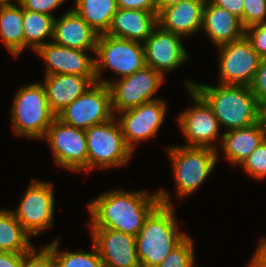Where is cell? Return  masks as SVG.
Listing matches in <instances>:
<instances>
[{"label":"cell","instance_id":"cell-37","mask_svg":"<svg viewBox=\"0 0 266 267\" xmlns=\"http://www.w3.org/2000/svg\"><path fill=\"white\" fill-rule=\"evenodd\" d=\"M213 5L226 9L239 19L243 16L244 0H209Z\"/></svg>","mask_w":266,"mask_h":267},{"label":"cell","instance_id":"cell-21","mask_svg":"<svg viewBox=\"0 0 266 267\" xmlns=\"http://www.w3.org/2000/svg\"><path fill=\"white\" fill-rule=\"evenodd\" d=\"M158 25V11L118 8L107 35L144 43Z\"/></svg>","mask_w":266,"mask_h":267},{"label":"cell","instance_id":"cell-35","mask_svg":"<svg viewBox=\"0 0 266 267\" xmlns=\"http://www.w3.org/2000/svg\"><path fill=\"white\" fill-rule=\"evenodd\" d=\"M66 0H23V9L54 16L52 11L61 6Z\"/></svg>","mask_w":266,"mask_h":267},{"label":"cell","instance_id":"cell-7","mask_svg":"<svg viewBox=\"0 0 266 267\" xmlns=\"http://www.w3.org/2000/svg\"><path fill=\"white\" fill-rule=\"evenodd\" d=\"M95 55L98 58L94 59L95 77L99 83L105 69H111L121 78L146 66L143 43L107 34L98 35Z\"/></svg>","mask_w":266,"mask_h":267},{"label":"cell","instance_id":"cell-17","mask_svg":"<svg viewBox=\"0 0 266 267\" xmlns=\"http://www.w3.org/2000/svg\"><path fill=\"white\" fill-rule=\"evenodd\" d=\"M86 50L64 47L49 41L36 53L45 61V75L75 74L95 76V58Z\"/></svg>","mask_w":266,"mask_h":267},{"label":"cell","instance_id":"cell-16","mask_svg":"<svg viewBox=\"0 0 266 267\" xmlns=\"http://www.w3.org/2000/svg\"><path fill=\"white\" fill-rule=\"evenodd\" d=\"M104 267H140L136 237L112 229H90Z\"/></svg>","mask_w":266,"mask_h":267},{"label":"cell","instance_id":"cell-29","mask_svg":"<svg viewBox=\"0 0 266 267\" xmlns=\"http://www.w3.org/2000/svg\"><path fill=\"white\" fill-rule=\"evenodd\" d=\"M194 244L187 236L157 267H195Z\"/></svg>","mask_w":266,"mask_h":267},{"label":"cell","instance_id":"cell-22","mask_svg":"<svg viewBox=\"0 0 266 267\" xmlns=\"http://www.w3.org/2000/svg\"><path fill=\"white\" fill-rule=\"evenodd\" d=\"M202 28L217 47L236 41L245 34L238 17L213 5L209 0H206L203 9Z\"/></svg>","mask_w":266,"mask_h":267},{"label":"cell","instance_id":"cell-8","mask_svg":"<svg viewBox=\"0 0 266 267\" xmlns=\"http://www.w3.org/2000/svg\"><path fill=\"white\" fill-rule=\"evenodd\" d=\"M114 116L110 88L99 82L90 85L80 97L56 115L64 123L82 130L109 121Z\"/></svg>","mask_w":266,"mask_h":267},{"label":"cell","instance_id":"cell-15","mask_svg":"<svg viewBox=\"0 0 266 267\" xmlns=\"http://www.w3.org/2000/svg\"><path fill=\"white\" fill-rule=\"evenodd\" d=\"M182 36L173 34L157 25L143 43L145 64L164 77L188 60V53L182 44Z\"/></svg>","mask_w":266,"mask_h":267},{"label":"cell","instance_id":"cell-31","mask_svg":"<svg viewBox=\"0 0 266 267\" xmlns=\"http://www.w3.org/2000/svg\"><path fill=\"white\" fill-rule=\"evenodd\" d=\"M266 20V0H244L242 27L247 29Z\"/></svg>","mask_w":266,"mask_h":267},{"label":"cell","instance_id":"cell-20","mask_svg":"<svg viewBox=\"0 0 266 267\" xmlns=\"http://www.w3.org/2000/svg\"><path fill=\"white\" fill-rule=\"evenodd\" d=\"M43 82L49 107L57 115L80 97L90 85L97 82L95 76L75 74L45 75Z\"/></svg>","mask_w":266,"mask_h":267},{"label":"cell","instance_id":"cell-14","mask_svg":"<svg viewBox=\"0 0 266 267\" xmlns=\"http://www.w3.org/2000/svg\"><path fill=\"white\" fill-rule=\"evenodd\" d=\"M166 107L165 101L159 98L117 113L125 143L132 152L136 143L158 132L166 116Z\"/></svg>","mask_w":266,"mask_h":267},{"label":"cell","instance_id":"cell-32","mask_svg":"<svg viewBox=\"0 0 266 267\" xmlns=\"http://www.w3.org/2000/svg\"><path fill=\"white\" fill-rule=\"evenodd\" d=\"M37 251L33 247L23 255V267H55V260L52 251L47 246L39 247Z\"/></svg>","mask_w":266,"mask_h":267},{"label":"cell","instance_id":"cell-40","mask_svg":"<svg viewBox=\"0 0 266 267\" xmlns=\"http://www.w3.org/2000/svg\"><path fill=\"white\" fill-rule=\"evenodd\" d=\"M184 0H156V4H157V11L158 13L165 7L176 4V3H180Z\"/></svg>","mask_w":266,"mask_h":267},{"label":"cell","instance_id":"cell-1","mask_svg":"<svg viewBox=\"0 0 266 267\" xmlns=\"http://www.w3.org/2000/svg\"><path fill=\"white\" fill-rule=\"evenodd\" d=\"M160 204L158 191L104 192L88 204L90 229H112L137 236L145 219Z\"/></svg>","mask_w":266,"mask_h":267},{"label":"cell","instance_id":"cell-34","mask_svg":"<svg viewBox=\"0 0 266 267\" xmlns=\"http://www.w3.org/2000/svg\"><path fill=\"white\" fill-rule=\"evenodd\" d=\"M250 88L260 107L266 104V58H261Z\"/></svg>","mask_w":266,"mask_h":267},{"label":"cell","instance_id":"cell-23","mask_svg":"<svg viewBox=\"0 0 266 267\" xmlns=\"http://www.w3.org/2000/svg\"><path fill=\"white\" fill-rule=\"evenodd\" d=\"M221 138L225 158L232 165H240L266 138V130L260 120L255 125L229 130Z\"/></svg>","mask_w":266,"mask_h":267},{"label":"cell","instance_id":"cell-42","mask_svg":"<svg viewBox=\"0 0 266 267\" xmlns=\"http://www.w3.org/2000/svg\"><path fill=\"white\" fill-rule=\"evenodd\" d=\"M17 2V5H21L23 0H15ZM11 5H15L13 3H11V0H0V6H11Z\"/></svg>","mask_w":266,"mask_h":267},{"label":"cell","instance_id":"cell-33","mask_svg":"<svg viewBox=\"0 0 266 267\" xmlns=\"http://www.w3.org/2000/svg\"><path fill=\"white\" fill-rule=\"evenodd\" d=\"M244 35L251 42L255 52L261 58H266V20L245 29Z\"/></svg>","mask_w":266,"mask_h":267},{"label":"cell","instance_id":"cell-3","mask_svg":"<svg viewBox=\"0 0 266 267\" xmlns=\"http://www.w3.org/2000/svg\"><path fill=\"white\" fill-rule=\"evenodd\" d=\"M185 86L187 89L192 88L207 102L220 127H226L227 131L255 125L260 121L261 107L250 86H210L188 80Z\"/></svg>","mask_w":266,"mask_h":267},{"label":"cell","instance_id":"cell-6","mask_svg":"<svg viewBox=\"0 0 266 267\" xmlns=\"http://www.w3.org/2000/svg\"><path fill=\"white\" fill-rule=\"evenodd\" d=\"M88 149V171L126 165L132 150L126 145L121 126L114 117L85 130Z\"/></svg>","mask_w":266,"mask_h":267},{"label":"cell","instance_id":"cell-10","mask_svg":"<svg viewBox=\"0 0 266 267\" xmlns=\"http://www.w3.org/2000/svg\"><path fill=\"white\" fill-rule=\"evenodd\" d=\"M54 202L52 183L33 179L12 213L30 236H38L53 225Z\"/></svg>","mask_w":266,"mask_h":267},{"label":"cell","instance_id":"cell-19","mask_svg":"<svg viewBox=\"0 0 266 267\" xmlns=\"http://www.w3.org/2000/svg\"><path fill=\"white\" fill-rule=\"evenodd\" d=\"M98 35L74 10L70 9L54 22L53 40L64 47L96 51Z\"/></svg>","mask_w":266,"mask_h":267},{"label":"cell","instance_id":"cell-12","mask_svg":"<svg viewBox=\"0 0 266 267\" xmlns=\"http://www.w3.org/2000/svg\"><path fill=\"white\" fill-rule=\"evenodd\" d=\"M219 84L250 86L261 57L244 35L242 38L218 47Z\"/></svg>","mask_w":266,"mask_h":267},{"label":"cell","instance_id":"cell-11","mask_svg":"<svg viewBox=\"0 0 266 267\" xmlns=\"http://www.w3.org/2000/svg\"><path fill=\"white\" fill-rule=\"evenodd\" d=\"M55 162L72 172L88 171V149L85 130L64 123L57 117L46 135Z\"/></svg>","mask_w":266,"mask_h":267},{"label":"cell","instance_id":"cell-27","mask_svg":"<svg viewBox=\"0 0 266 267\" xmlns=\"http://www.w3.org/2000/svg\"><path fill=\"white\" fill-rule=\"evenodd\" d=\"M54 22V16L23 9L24 49L30 47L36 52L48 43L46 37L53 40Z\"/></svg>","mask_w":266,"mask_h":267},{"label":"cell","instance_id":"cell-28","mask_svg":"<svg viewBox=\"0 0 266 267\" xmlns=\"http://www.w3.org/2000/svg\"><path fill=\"white\" fill-rule=\"evenodd\" d=\"M59 240H54L46 246L52 251L55 267H104L103 261L96 246L93 244L92 252L77 249L76 252H59Z\"/></svg>","mask_w":266,"mask_h":267},{"label":"cell","instance_id":"cell-2","mask_svg":"<svg viewBox=\"0 0 266 267\" xmlns=\"http://www.w3.org/2000/svg\"><path fill=\"white\" fill-rule=\"evenodd\" d=\"M160 204L145 219L136 236L140 267H157L188 235L178 230L174 207L166 190H159Z\"/></svg>","mask_w":266,"mask_h":267},{"label":"cell","instance_id":"cell-38","mask_svg":"<svg viewBox=\"0 0 266 267\" xmlns=\"http://www.w3.org/2000/svg\"><path fill=\"white\" fill-rule=\"evenodd\" d=\"M25 253L0 252V267H23Z\"/></svg>","mask_w":266,"mask_h":267},{"label":"cell","instance_id":"cell-41","mask_svg":"<svg viewBox=\"0 0 266 267\" xmlns=\"http://www.w3.org/2000/svg\"><path fill=\"white\" fill-rule=\"evenodd\" d=\"M260 120L262 121L263 126L265 127L266 130V104L261 106Z\"/></svg>","mask_w":266,"mask_h":267},{"label":"cell","instance_id":"cell-13","mask_svg":"<svg viewBox=\"0 0 266 267\" xmlns=\"http://www.w3.org/2000/svg\"><path fill=\"white\" fill-rule=\"evenodd\" d=\"M191 99L195 102L193 107L180 113L177 121L183 136L187 139L185 146L210 147L218 150L212 144L220 138V124L207 102L192 88H188Z\"/></svg>","mask_w":266,"mask_h":267},{"label":"cell","instance_id":"cell-26","mask_svg":"<svg viewBox=\"0 0 266 267\" xmlns=\"http://www.w3.org/2000/svg\"><path fill=\"white\" fill-rule=\"evenodd\" d=\"M11 210L0 209V252L27 253L34 245Z\"/></svg>","mask_w":266,"mask_h":267},{"label":"cell","instance_id":"cell-24","mask_svg":"<svg viewBox=\"0 0 266 267\" xmlns=\"http://www.w3.org/2000/svg\"><path fill=\"white\" fill-rule=\"evenodd\" d=\"M74 9L97 35L107 34L118 10L117 0H75Z\"/></svg>","mask_w":266,"mask_h":267},{"label":"cell","instance_id":"cell-39","mask_svg":"<svg viewBox=\"0 0 266 267\" xmlns=\"http://www.w3.org/2000/svg\"><path fill=\"white\" fill-rule=\"evenodd\" d=\"M256 251L254 252L253 258L249 263V267H266V239L261 238L257 245Z\"/></svg>","mask_w":266,"mask_h":267},{"label":"cell","instance_id":"cell-18","mask_svg":"<svg viewBox=\"0 0 266 267\" xmlns=\"http://www.w3.org/2000/svg\"><path fill=\"white\" fill-rule=\"evenodd\" d=\"M206 0H184L163 8L158 13V25L180 36H190L202 29Z\"/></svg>","mask_w":266,"mask_h":267},{"label":"cell","instance_id":"cell-4","mask_svg":"<svg viewBox=\"0 0 266 267\" xmlns=\"http://www.w3.org/2000/svg\"><path fill=\"white\" fill-rule=\"evenodd\" d=\"M55 117L49 107L43 84L35 82L21 86L15 93L11 107V123L15 135L44 139Z\"/></svg>","mask_w":266,"mask_h":267},{"label":"cell","instance_id":"cell-25","mask_svg":"<svg viewBox=\"0 0 266 267\" xmlns=\"http://www.w3.org/2000/svg\"><path fill=\"white\" fill-rule=\"evenodd\" d=\"M0 37L11 55L24 50L23 8L21 5L0 6Z\"/></svg>","mask_w":266,"mask_h":267},{"label":"cell","instance_id":"cell-9","mask_svg":"<svg viewBox=\"0 0 266 267\" xmlns=\"http://www.w3.org/2000/svg\"><path fill=\"white\" fill-rule=\"evenodd\" d=\"M165 77L150 67L111 81L101 79L100 83L107 84L111 92L112 110L115 113L137 107L143 103L157 100L154 93Z\"/></svg>","mask_w":266,"mask_h":267},{"label":"cell","instance_id":"cell-5","mask_svg":"<svg viewBox=\"0 0 266 267\" xmlns=\"http://www.w3.org/2000/svg\"><path fill=\"white\" fill-rule=\"evenodd\" d=\"M172 161L177 197L183 198L196 191L210 175L218 161V150L210 147L177 145L167 147Z\"/></svg>","mask_w":266,"mask_h":267},{"label":"cell","instance_id":"cell-36","mask_svg":"<svg viewBox=\"0 0 266 267\" xmlns=\"http://www.w3.org/2000/svg\"><path fill=\"white\" fill-rule=\"evenodd\" d=\"M118 8L157 11L156 0H117Z\"/></svg>","mask_w":266,"mask_h":267},{"label":"cell","instance_id":"cell-30","mask_svg":"<svg viewBox=\"0 0 266 267\" xmlns=\"http://www.w3.org/2000/svg\"><path fill=\"white\" fill-rule=\"evenodd\" d=\"M240 167L256 180L266 178V138L259 146L240 164Z\"/></svg>","mask_w":266,"mask_h":267}]
</instances>
